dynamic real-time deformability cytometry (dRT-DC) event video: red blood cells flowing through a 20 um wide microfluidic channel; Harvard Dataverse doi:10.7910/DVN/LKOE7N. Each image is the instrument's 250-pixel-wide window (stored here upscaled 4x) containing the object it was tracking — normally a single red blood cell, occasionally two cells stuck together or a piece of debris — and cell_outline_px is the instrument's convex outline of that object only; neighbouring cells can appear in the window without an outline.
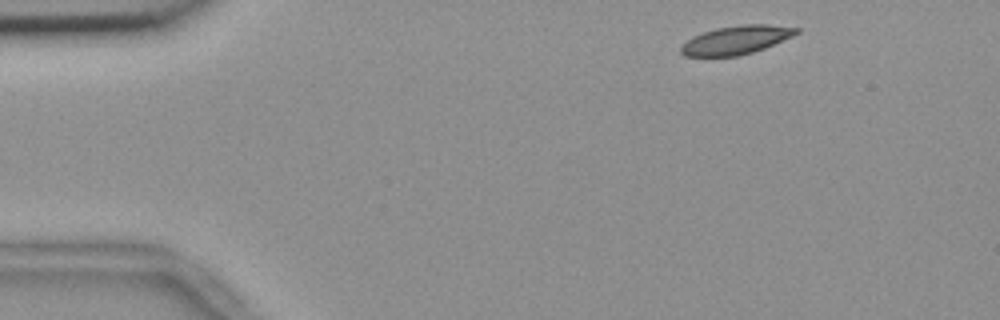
{"species": "common noctule bat (a hibernating species)", "species_latin": "Nyctalus noctula", "temperature_condition": "room temperature", "stored_images_in_passage": 50, "camera_frame_rate_fps": 3000, "um_per_image_px": 0.085, "animal": {"sex": "female", "body_mass_g": 18.4}, "frame": {"image": 1, "passage_image": 2, "time_ms": 0.333, "image_size_px": [1000, 320], "cell_outline_px": [[800, 32], [792, 36], [764, 48], [740, 56], [684, 56], [680, 52], [680, 44], [692, 36], [716, 28], [740, 24], [768, 24], [800, 28]], "centroid_in_image_um": [62.54, 3.39], "position_along_channel_um": 22.5, "area_um2": 19.31}}
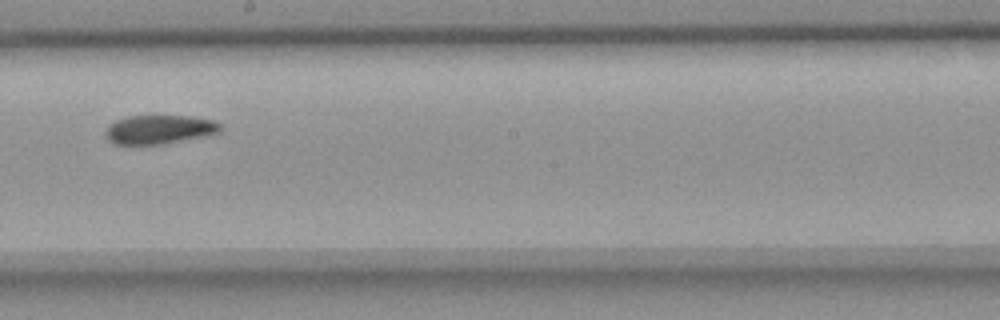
{"frame": {"image": 2, "passage_image": 26, "time_ms": 8.333, "image_size_px": [1000, 320], "cell_outline_px": [[220, 132], [208, 136], [164, 144], [112, 144], [104, 136], [104, 132], [116, 120], [128, 116], [192, 116], [216, 120], [220, 124]], "centroid_in_image_um": [13.58, 11.01], "position_along_channel_um": 234.6, "area_um2": 19.54}}
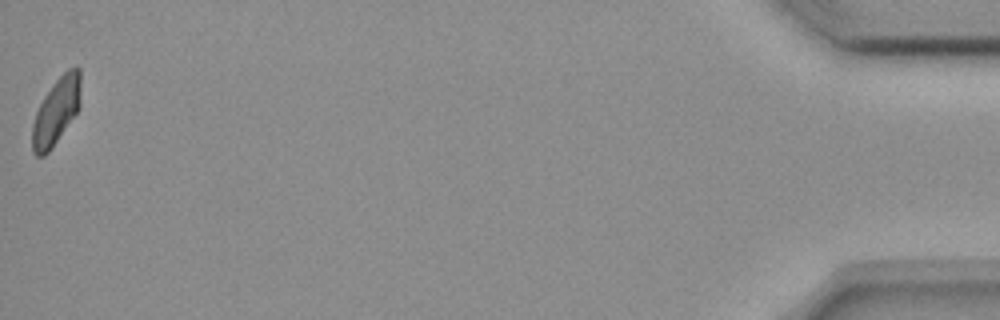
{"frame": {"image": 3, "passage_image": 50, "time_ms": 16.333, "image_size_px": [1000, 320], "cell_outline_px": [[80, 108], [52, 148], [44, 156], [36, 156], [32, 152], [32, 124], [36, 112], [44, 96], [56, 80], [68, 68], [76, 64], [80, 68]], "centroid_in_image_um": [4.79, 9.45], "position_along_channel_um": 430.4, "area_um2": 18.96}, "authors_computed_cell_mechanics": {"area_um2": 19.7098, "velocity_mm_per_s": 3.6527, "shape_relaxation_time_tau1_ms": 5.3071, "shape_relaxation_time_tau2_ms": 5.0292, "deformation_change_tau1": 0.1341, "deformation_change_tau2": 0.078}}